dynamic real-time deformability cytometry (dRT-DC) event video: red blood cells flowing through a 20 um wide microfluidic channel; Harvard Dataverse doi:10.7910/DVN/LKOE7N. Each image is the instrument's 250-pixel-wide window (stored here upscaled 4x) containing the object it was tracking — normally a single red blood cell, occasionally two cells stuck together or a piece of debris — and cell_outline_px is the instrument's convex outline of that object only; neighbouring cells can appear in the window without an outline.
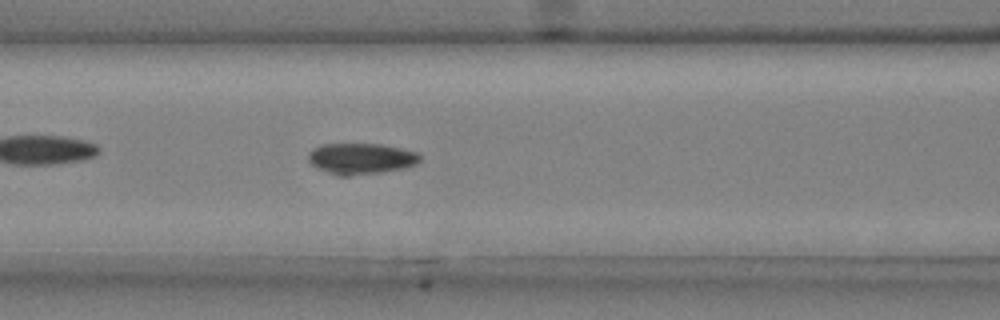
{"species": "common noctule bat (a hibernating species)", "species_latin": "Nyctalus noctula", "temperature_condition": "cold", "stored_images_in_passage": 38, "camera_frame_rate_fps": 3000, "um_per_image_px": 0.085, "animal": {"sex": "male", "body_mass_g": 20.4}, "frame": {"image": 1, "passage_image": 9, "time_ms": 2.667, "image_size_px": [1000, 320], "cell_outline_px": [[420, 160], [416, 164], [404, 168], [380, 172], [348, 176], [336, 176], [316, 168], [308, 160], [308, 152], [312, 148], [324, 144], [380, 144], [400, 148], [416, 152], [420, 156]], "centroid_in_image_um": [30.64, 13.49], "position_along_channel_um": 136.0, "area_um2": 20.23}}
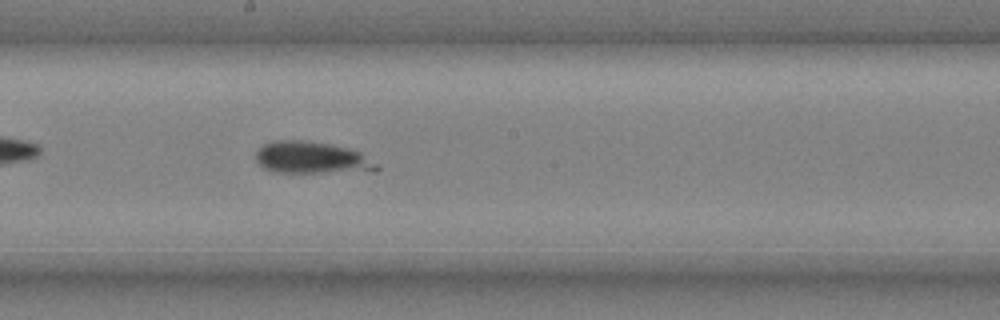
{"frame": {"image": 2, "passage_image": 16, "time_ms": 5.0, "image_size_px": [1000, 320], "cell_outline_px": [[380, 168], [376, 172], [276, 172], [264, 168], [256, 160], [256, 152], [264, 144], [272, 140], [300, 140], [328, 144], [348, 148], [360, 152], [376, 164]], "centroid_in_image_um": [26.52, 13.42], "position_along_channel_um": 221.7, "area_um2": 22.43}}
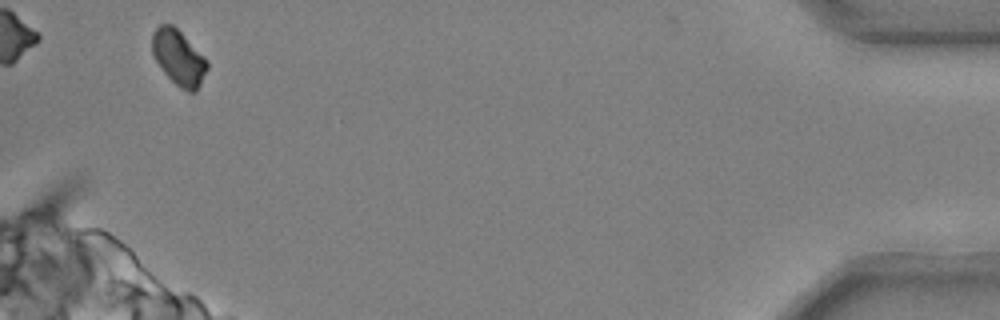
{"frame": {"image": 3, "passage_image": 37, "time_ms": 12.0, "image_size_px": [1000, 320], "cell_outline_px": [[208, 68], [196, 92], [188, 92], [180, 88], [164, 72], [152, 56], [152, 32], [160, 24], [172, 24], [208, 60]], "centroid_in_image_um": [15.17, 4.9], "position_along_channel_um": 420.0, "area_um2": 17.63}}